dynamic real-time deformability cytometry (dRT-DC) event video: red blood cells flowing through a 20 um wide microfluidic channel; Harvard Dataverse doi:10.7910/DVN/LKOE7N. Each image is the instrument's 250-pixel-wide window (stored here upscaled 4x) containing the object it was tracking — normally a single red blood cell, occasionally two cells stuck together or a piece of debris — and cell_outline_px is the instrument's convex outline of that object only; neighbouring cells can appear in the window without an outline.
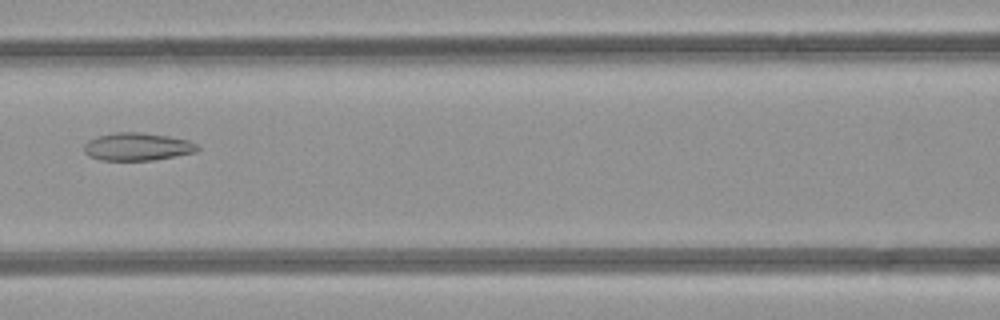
{"species": "common noctule bat (a hibernating species)", "species_latin": "Nyctalus noctula", "temperature_condition": "room temperature", "stored_images_in_passage": 6, "camera_frame_rate_fps": 3000, "um_per_image_px": 0.085, "animal": {"sex": "female", "body_mass_g": 21.9}, "frame": {"image": 1, "passage_image": 6, "time_ms": 6.667, "image_size_px": [1000, 320], "cell_outline_px": [[200, 148], [196, 152], [152, 160], [100, 160], [88, 156], [84, 152], [84, 144], [88, 140], [96, 136], [116, 132], [140, 132], [168, 136], [188, 140], [196, 144]], "centroid_in_image_um": [11.64, 12.46], "position_along_channel_um": 155.0, "area_um2": 18.38}}